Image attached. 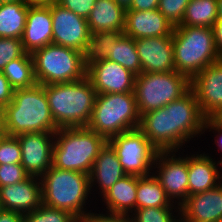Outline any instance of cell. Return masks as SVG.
Wrapping results in <instances>:
<instances>
[{"label":"cell","mask_w":222,"mask_h":222,"mask_svg":"<svg viewBox=\"0 0 222 222\" xmlns=\"http://www.w3.org/2000/svg\"><path fill=\"white\" fill-rule=\"evenodd\" d=\"M108 59L120 64L136 76L141 73V63L135 41L124 33L113 43Z\"/></svg>","instance_id":"31"},{"label":"cell","mask_w":222,"mask_h":222,"mask_svg":"<svg viewBox=\"0 0 222 222\" xmlns=\"http://www.w3.org/2000/svg\"><path fill=\"white\" fill-rule=\"evenodd\" d=\"M2 4L4 3H12V2H19V1H24V0H0Z\"/></svg>","instance_id":"50"},{"label":"cell","mask_w":222,"mask_h":222,"mask_svg":"<svg viewBox=\"0 0 222 222\" xmlns=\"http://www.w3.org/2000/svg\"><path fill=\"white\" fill-rule=\"evenodd\" d=\"M190 0H159L158 10L173 25H179Z\"/></svg>","instance_id":"34"},{"label":"cell","mask_w":222,"mask_h":222,"mask_svg":"<svg viewBox=\"0 0 222 222\" xmlns=\"http://www.w3.org/2000/svg\"><path fill=\"white\" fill-rule=\"evenodd\" d=\"M169 105L173 119V151L178 152L183 150L192 138L204 134L206 117L202 114L197 97L191 89Z\"/></svg>","instance_id":"11"},{"label":"cell","mask_w":222,"mask_h":222,"mask_svg":"<svg viewBox=\"0 0 222 222\" xmlns=\"http://www.w3.org/2000/svg\"><path fill=\"white\" fill-rule=\"evenodd\" d=\"M28 7L24 1L4 3L0 7V38L23 36Z\"/></svg>","instance_id":"26"},{"label":"cell","mask_w":222,"mask_h":222,"mask_svg":"<svg viewBox=\"0 0 222 222\" xmlns=\"http://www.w3.org/2000/svg\"><path fill=\"white\" fill-rule=\"evenodd\" d=\"M123 34L120 31H103L91 33L82 50L85 68L108 59L113 43Z\"/></svg>","instance_id":"28"},{"label":"cell","mask_w":222,"mask_h":222,"mask_svg":"<svg viewBox=\"0 0 222 222\" xmlns=\"http://www.w3.org/2000/svg\"><path fill=\"white\" fill-rule=\"evenodd\" d=\"M218 20L217 0H190L182 22L178 26L213 28Z\"/></svg>","instance_id":"29"},{"label":"cell","mask_w":222,"mask_h":222,"mask_svg":"<svg viewBox=\"0 0 222 222\" xmlns=\"http://www.w3.org/2000/svg\"><path fill=\"white\" fill-rule=\"evenodd\" d=\"M36 83L49 85L80 81L86 77L82 52L56 44H49L32 54Z\"/></svg>","instance_id":"7"},{"label":"cell","mask_w":222,"mask_h":222,"mask_svg":"<svg viewBox=\"0 0 222 222\" xmlns=\"http://www.w3.org/2000/svg\"><path fill=\"white\" fill-rule=\"evenodd\" d=\"M14 90L29 88L36 84L32 55L25 53L12 60L1 71Z\"/></svg>","instance_id":"30"},{"label":"cell","mask_w":222,"mask_h":222,"mask_svg":"<svg viewBox=\"0 0 222 222\" xmlns=\"http://www.w3.org/2000/svg\"><path fill=\"white\" fill-rule=\"evenodd\" d=\"M218 1V19H222V0Z\"/></svg>","instance_id":"47"},{"label":"cell","mask_w":222,"mask_h":222,"mask_svg":"<svg viewBox=\"0 0 222 222\" xmlns=\"http://www.w3.org/2000/svg\"><path fill=\"white\" fill-rule=\"evenodd\" d=\"M0 222H23V215L18 212L3 209L0 212Z\"/></svg>","instance_id":"44"},{"label":"cell","mask_w":222,"mask_h":222,"mask_svg":"<svg viewBox=\"0 0 222 222\" xmlns=\"http://www.w3.org/2000/svg\"><path fill=\"white\" fill-rule=\"evenodd\" d=\"M107 140L87 127L59 128L55 132L53 166L90 174Z\"/></svg>","instance_id":"5"},{"label":"cell","mask_w":222,"mask_h":222,"mask_svg":"<svg viewBox=\"0 0 222 222\" xmlns=\"http://www.w3.org/2000/svg\"><path fill=\"white\" fill-rule=\"evenodd\" d=\"M140 114L134 93L97 94L87 128L106 140L138 128Z\"/></svg>","instance_id":"6"},{"label":"cell","mask_w":222,"mask_h":222,"mask_svg":"<svg viewBox=\"0 0 222 222\" xmlns=\"http://www.w3.org/2000/svg\"><path fill=\"white\" fill-rule=\"evenodd\" d=\"M40 180L44 205L67 210L79 220L92 211L86 210L88 197L91 199L90 196L93 195L88 174L58 169L52 165Z\"/></svg>","instance_id":"3"},{"label":"cell","mask_w":222,"mask_h":222,"mask_svg":"<svg viewBox=\"0 0 222 222\" xmlns=\"http://www.w3.org/2000/svg\"><path fill=\"white\" fill-rule=\"evenodd\" d=\"M125 175L127 174L123 170L116 152L112 146L106 142L100 149L89 174L90 191L99 190L98 193L100 192L99 194L102 196Z\"/></svg>","instance_id":"23"},{"label":"cell","mask_w":222,"mask_h":222,"mask_svg":"<svg viewBox=\"0 0 222 222\" xmlns=\"http://www.w3.org/2000/svg\"><path fill=\"white\" fill-rule=\"evenodd\" d=\"M2 126V110L0 109V127Z\"/></svg>","instance_id":"51"},{"label":"cell","mask_w":222,"mask_h":222,"mask_svg":"<svg viewBox=\"0 0 222 222\" xmlns=\"http://www.w3.org/2000/svg\"><path fill=\"white\" fill-rule=\"evenodd\" d=\"M159 0H132L126 10L148 11L158 8Z\"/></svg>","instance_id":"42"},{"label":"cell","mask_w":222,"mask_h":222,"mask_svg":"<svg viewBox=\"0 0 222 222\" xmlns=\"http://www.w3.org/2000/svg\"><path fill=\"white\" fill-rule=\"evenodd\" d=\"M99 214L95 212L89 211L81 220L80 222H132V218L130 215L124 214H117V213H110L103 211Z\"/></svg>","instance_id":"39"},{"label":"cell","mask_w":222,"mask_h":222,"mask_svg":"<svg viewBox=\"0 0 222 222\" xmlns=\"http://www.w3.org/2000/svg\"><path fill=\"white\" fill-rule=\"evenodd\" d=\"M23 222H80L71 212L53 208L43 203L32 212L23 215Z\"/></svg>","instance_id":"33"},{"label":"cell","mask_w":222,"mask_h":222,"mask_svg":"<svg viewBox=\"0 0 222 222\" xmlns=\"http://www.w3.org/2000/svg\"><path fill=\"white\" fill-rule=\"evenodd\" d=\"M172 36L175 70L190 80L222 59L215 46L213 28L177 25Z\"/></svg>","instance_id":"4"},{"label":"cell","mask_w":222,"mask_h":222,"mask_svg":"<svg viewBox=\"0 0 222 222\" xmlns=\"http://www.w3.org/2000/svg\"><path fill=\"white\" fill-rule=\"evenodd\" d=\"M86 77L97 94L134 93L136 75L109 59L89 66Z\"/></svg>","instance_id":"15"},{"label":"cell","mask_w":222,"mask_h":222,"mask_svg":"<svg viewBox=\"0 0 222 222\" xmlns=\"http://www.w3.org/2000/svg\"><path fill=\"white\" fill-rule=\"evenodd\" d=\"M174 26L158 9L126 10L124 34L133 39L171 36Z\"/></svg>","instance_id":"21"},{"label":"cell","mask_w":222,"mask_h":222,"mask_svg":"<svg viewBox=\"0 0 222 222\" xmlns=\"http://www.w3.org/2000/svg\"><path fill=\"white\" fill-rule=\"evenodd\" d=\"M118 4L122 5L126 9L130 6L132 3V0H115Z\"/></svg>","instance_id":"46"},{"label":"cell","mask_w":222,"mask_h":222,"mask_svg":"<svg viewBox=\"0 0 222 222\" xmlns=\"http://www.w3.org/2000/svg\"><path fill=\"white\" fill-rule=\"evenodd\" d=\"M21 39L0 38V71L12 60L25 54Z\"/></svg>","instance_id":"36"},{"label":"cell","mask_w":222,"mask_h":222,"mask_svg":"<svg viewBox=\"0 0 222 222\" xmlns=\"http://www.w3.org/2000/svg\"><path fill=\"white\" fill-rule=\"evenodd\" d=\"M175 205L167 197L160 181L154 174L138 177L136 209L145 207H180Z\"/></svg>","instance_id":"27"},{"label":"cell","mask_w":222,"mask_h":222,"mask_svg":"<svg viewBox=\"0 0 222 222\" xmlns=\"http://www.w3.org/2000/svg\"><path fill=\"white\" fill-rule=\"evenodd\" d=\"M107 142L116 152L127 175L143 177L153 174L154 161L159 151L139 128L113 136Z\"/></svg>","instance_id":"9"},{"label":"cell","mask_w":222,"mask_h":222,"mask_svg":"<svg viewBox=\"0 0 222 222\" xmlns=\"http://www.w3.org/2000/svg\"><path fill=\"white\" fill-rule=\"evenodd\" d=\"M138 128L159 152L173 151V119L169 104L142 114Z\"/></svg>","instance_id":"20"},{"label":"cell","mask_w":222,"mask_h":222,"mask_svg":"<svg viewBox=\"0 0 222 222\" xmlns=\"http://www.w3.org/2000/svg\"><path fill=\"white\" fill-rule=\"evenodd\" d=\"M138 176L125 175L101 198L106 212L131 215L136 210Z\"/></svg>","instance_id":"24"},{"label":"cell","mask_w":222,"mask_h":222,"mask_svg":"<svg viewBox=\"0 0 222 222\" xmlns=\"http://www.w3.org/2000/svg\"><path fill=\"white\" fill-rule=\"evenodd\" d=\"M130 216L132 222H181L180 207H145L136 209Z\"/></svg>","instance_id":"32"},{"label":"cell","mask_w":222,"mask_h":222,"mask_svg":"<svg viewBox=\"0 0 222 222\" xmlns=\"http://www.w3.org/2000/svg\"><path fill=\"white\" fill-rule=\"evenodd\" d=\"M53 24L50 4L28 7L26 25L21 38L26 53L52 44Z\"/></svg>","instance_id":"19"},{"label":"cell","mask_w":222,"mask_h":222,"mask_svg":"<svg viewBox=\"0 0 222 222\" xmlns=\"http://www.w3.org/2000/svg\"><path fill=\"white\" fill-rule=\"evenodd\" d=\"M2 127L10 136L33 132L55 133L59 129L41 84L14 90L12 101L2 110Z\"/></svg>","instance_id":"1"},{"label":"cell","mask_w":222,"mask_h":222,"mask_svg":"<svg viewBox=\"0 0 222 222\" xmlns=\"http://www.w3.org/2000/svg\"><path fill=\"white\" fill-rule=\"evenodd\" d=\"M202 114L214 117L222 109V59L206 66L190 80Z\"/></svg>","instance_id":"14"},{"label":"cell","mask_w":222,"mask_h":222,"mask_svg":"<svg viewBox=\"0 0 222 222\" xmlns=\"http://www.w3.org/2000/svg\"><path fill=\"white\" fill-rule=\"evenodd\" d=\"M5 135H6V132L4 131V128L1 126L0 127V142Z\"/></svg>","instance_id":"49"},{"label":"cell","mask_w":222,"mask_h":222,"mask_svg":"<svg viewBox=\"0 0 222 222\" xmlns=\"http://www.w3.org/2000/svg\"><path fill=\"white\" fill-rule=\"evenodd\" d=\"M96 0H58L57 4L87 19Z\"/></svg>","instance_id":"38"},{"label":"cell","mask_w":222,"mask_h":222,"mask_svg":"<svg viewBox=\"0 0 222 222\" xmlns=\"http://www.w3.org/2000/svg\"><path fill=\"white\" fill-rule=\"evenodd\" d=\"M178 153L176 151L158 152L154 161L153 174L160 181L171 202L180 206L188 197V169L187 154L183 156V152Z\"/></svg>","instance_id":"10"},{"label":"cell","mask_w":222,"mask_h":222,"mask_svg":"<svg viewBox=\"0 0 222 222\" xmlns=\"http://www.w3.org/2000/svg\"><path fill=\"white\" fill-rule=\"evenodd\" d=\"M141 63V72L176 71L173 36L134 39Z\"/></svg>","instance_id":"16"},{"label":"cell","mask_w":222,"mask_h":222,"mask_svg":"<svg viewBox=\"0 0 222 222\" xmlns=\"http://www.w3.org/2000/svg\"><path fill=\"white\" fill-rule=\"evenodd\" d=\"M199 153L191 156L187 153L188 196L212 189L222 182V165L208 153Z\"/></svg>","instance_id":"22"},{"label":"cell","mask_w":222,"mask_h":222,"mask_svg":"<svg viewBox=\"0 0 222 222\" xmlns=\"http://www.w3.org/2000/svg\"><path fill=\"white\" fill-rule=\"evenodd\" d=\"M21 146L16 136L5 135L0 142V165L21 164Z\"/></svg>","instance_id":"35"},{"label":"cell","mask_w":222,"mask_h":222,"mask_svg":"<svg viewBox=\"0 0 222 222\" xmlns=\"http://www.w3.org/2000/svg\"><path fill=\"white\" fill-rule=\"evenodd\" d=\"M214 38H215V46L220 56L222 57V19H218L214 26Z\"/></svg>","instance_id":"43"},{"label":"cell","mask_w":222,"mask_h":222,"mask_svg":"<svg viewBox=\"0 0 222 222\" xmlns=\"http://www.w3.org/2000/svg\"><path fill=\"white\" fill-rule=\"evenodd\" d=\"M190 89V79L177 71L141 72L134 86L140 116L180 99Z\"/></svg>","instance_id":"8"},{"label":"cell","mask_w":222,"mask_h":222,"mask_svg":"<svg viewBox=\"0 0 222 222\" xmlns=\"http://www.w3.org/2000/svg\"><path fill=\"white\" fill-rule=\"evenodd\" d=\"M42 86L58 128L87 126L97 97V92L87 77L80 81Z\"/></svg>","instance_id":"2"},{"label":"cell","mask_w":222,"mask_h":222,"mask_svg":"<svg viewBox=\"0 0 222 222\" xmlns=\"http://www.w3.org/2000/svg\"><path fill=\"white\" fill-rule=\"evenodd\" d=\"M14 89L0 71V109L3 110L13 99Z\"/></svg>","instance_id":"41"},{"label":"cell","mask_w":222,"mask_h":222,"mask_svg":"<svg viewBox=\"0 0 222 222\" xmlns=\"http://www.w3.org/2000/svg\"><path fill=\"white\" fill-rule=\"evenodd\" d=\"M53 33L52 43L82 52L91 32L86 18L57 3H50Z\"/></svg>","instance_id":"13"},{"label":"cell","mask_w":222,"mask_h":222,"mask_svg":"<svg viewBox=\"0 0 222 222\" xmlns=\"http://www.w3.org/2000/svg\"><path fill=\"white\" fill-rule=\"evenodd\" d=\"M0 199L5 210L22 215L32 212L42 204L41 180L29 176L20 183L0 187Z\"/></svg>","instance_id":"18"},{"label":"cell","mask_w":222,"mask_h":222,"mask_svg":"<svg viewBox=\"0 0 222 222\" xmlns=\"http://www.w3.org/2000/svg\"><path fill=\"white\" fill-rule=\"evenodd\" d=\"M126 8L115 0H96L87 17L90 32H124Z\"/></svg>","instance_id":"25"},{"label":"cell","mask_w":222,"mask_h":222,"mask_svg":"<svg viewBox=\"0 0 222 222\" xmlns=\"http://www.w3.org/2000/svg\"><path fill=\"white\" fill-rule=\"evenodd\" d=\"M21 146V165L29 176L40 178L53 165L55 133L33 132L16 136Z\"/></svg>","instance_id":"12"},{"label":"cell","mask_w":222,"mask_h":222,"mask_svg":"<svg viewBox=\"0 0 222 222\" xmlns=\"http://www.w3.org/2000/svg\"><path fill=\"white\" fill-rule=\"evenodd\" d=\"M213 118L222 123V109Z\"/></svg>","instance_id":"48"},{"label":"cell","mask_w":222,"mask_h":222,"mask_svg":"<svg viewBox=\"0 0 222 222\" xmlns=\"http://www.w3.org/2000/svg\"><path fill=\"white\" fill-rule=\"evenodd\" d=\"M204 132L209 129V131H213L212 133L215 134V141L214 144L218 145L219 149L218 151H222V123L218 122L213 117H206L204 121ZM217 133V135H216ZM222 165V157H220V160L218 161Z\"/></svg>","instance_id":"40"},{"label":"cell","mask_w":222,"mask_h":222,"mask_svg":"<svg viewBox=\"0 0 222 222\" xmlns=\"http://www.w3.org/2000/svg\"><path fill=\"white\" fill-rule=\"evenodd\" d=\"M28 177L29 175L21 164L0 165V187L20 183Z\"/></svg>","instance_id":"37"},{"label":"cell","mask_w":222,"mask_h":222,"mask_svg":"<svg viewBox=\"0 0 222 222\" xmlns=\"http://www.w3.org/2000/svg\"><path fill=\"white\" fill-rule=\"evenodd\" d=\"M4 208H3V206H2V201H1V199H0V212L3 210Z\"/></svg>","instance_id":"52"},{"label":"cell","mask_w":222,"mask_h":222,"mask_svg":"<svg viewBox=\"0 0 222 222\" xmlns=\"http://www.w3.org/2000/svg\"><path fill=\"white\" fill-rule=\"evenodd\" d=\"M27 5L35 6V5H48L50 3H57L58 0H24Z\"/></svg>","instance_id":"45"},{"label":"cell","mask_w":222,"mask_h":222,"mask_svg":"<svg viewBox=\"0 0 222 222\" xmlns=\"http://www.w3.org/2000/svg\"><path fill=\"white\" fill-rule=\"evenodd\" d=\"M181 222H222V182L207 191L189 195L180 205Z\"/></svg>","instance_id":"17"}]
</instances>
